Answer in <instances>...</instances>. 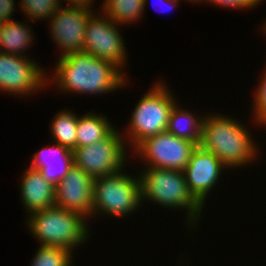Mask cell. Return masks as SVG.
<instances>
[{
	"label": "cell",
	"mask_w": 266,
	"mask_h": 266,
	"mask_svg": "<svg viewBox=\"0 0 266 266\" xmlns=\"http://www.w3.org/2000/svg\"><path fill=\"white\" fill-rule=\"evenodd\" d=\"M141 97L127 124L124 137L133 149L145 138L165 132L167 129L171 110L177 103L174 95L165 83L159 81ZM130 138V139H129Z\"/></svg>",
	"instance_id": "5b68a950"
},
{
	"label": "cell",
	"mask_w": 266,
	"mask_h": 266,
	"mask_svg": "<svg viewBox=\"0 0 266 266\" xmlns=\"http://www.w3.org/2000/svg\"><path fill=\"white\" fill-rule=\"evenodd\" d=\"M93 181L91 176L73 164L55 186V206L78 212L87 220L93 217Z\"/></svg>",
	"instance_id": "7c38bea8"
},
{
	"label": "cell",
	"mask_w": 266,
	"mask_h": 266,
	"mask_svg": "<svg viewBox=\"0 0 266 266\" xmlns=\"http://www.w3.org/2000/svg\"><path fill=\"white\" fill-rule=\"evenodd\" d=\"M263 71H265V74L261 77L262 79L257 87L258 90H256V93L254 92L255 96L253 99V119L260 126H266V70Z\"/></svg>",
	"instance_id": "603a6c76"
},
{
	"label": "cell",
	"mask_w": 266,
	"mask_h": 266,
	"mask_svg": "<svg viewBox=\"0 0 266 266\" xmlns=\"http://www.w3.org/2000/svg\"><path fill=\"white\" fill-rule=\"evenodd\" d=\"M39 249L33 257L31 266H71V251L61 247L39 245Z\"/></svg>",
	"instance_id": "44dd1931"
},
{
	"label": "cell",
	"mask_w": 266,
	"mask_h": 266,
	"mask_svg": "<svg viewBox=\"0 0 266 266\" xmlns=\"http://www.w3.org/2000/svg\"><path fill=\"white\" fill-rule=\"evenodd\" d=\"M114 129L113 124L103 114L88 112L78 116L76 147L88 146L103 140Z\"/></svg>",
	"instance_id": "ac0fdd59"
},
{
	"label": "cell",
	"mask_w": 266,
	"mask_h": 266,
	"mask_svg": "<svg viewBox=\"0 0 266 266\" xmlns=\"http://www.w3.org/2000/svg\"><path fill=\"white\" fill-rule=\"evenodd\" d=\"M60 7L57 0H21L20 9L30 21L50 19Z\"/></svg>",
	"instance_id": "7402d4cb"
},
{
	"label": "cell",
	"mask_w": 266,
	"mask_h": 266,
	"mask_svg": "<svg viewBox=\"0 0 266 266\" xmlns=\"http://www.w3.org/2000/svg\"><path fill=\"white\" fill-rule=\"evenodd\" d=\"M77 114L71 110H62L51 121V133L54 142L73 151L76 148L77 139Z\"/></svg>",
	"instance_id": "ffe728a7"
},
{
	"label": "cell",
	"mask_w": 266,
	"mask_h": 266,
	"mask_svg": "<svg viewBox=\"0 0 266 266\" xmlns=\"http://www.w3.org/2000/svg\"><path fill=\"white\" fill-rule=\"evenodd\" d=\"M31 32V27H28L24 22L9 20L2 23L0 52L15 56H26L24 52L34 40Z\"/></svg>",
	"instance_id": "e0dca14e"
},
{
	"label": "cell",
	"mask_w": 266,
	"mask_h": 266,
	"mask_svg": "<svg viewBox=\"0 0 266 266\" xmlns=\"http://www.w3.org/2000/svg\"><path fill=\"white\" fill-rule=\"evenodd\" d=\"M116 128L103 140L72 151L73 164L93 179L109 176L124 169L128 143ZM126 145V146H125ZM126 147V148H125Z\"/></svg>",
	"instance_id": "52a82bcc"
},
{
	"label": "cell",
	"mask_w": 266,
	"mask_h": 266,
	"mask_svg": "<svg viewBox=\"0 0 266 266\" xmlns=\"http://www.w3.org/2000/svg\"><path fill=\"white\" fill-rule=\"evenodd\" d=\"M34 61L28 56L0 52V90L21 97L47 87L46 72Z\"/></svg>",
	"instance_id": "30bf717a"
},
{
	"label": "cell",
	"mask_w": 266,
	"mask_h": 266,
	"mask_svg": "<svg viewBox=\"0 0 266 266\" xmlns=\"http://www.w3.org/2000/svg\"><path fill=\"white\" fill-rule=\"evenodd\" d=\"M218 114L204 116L200 146L227 168L246 166L257 160L259 150L247 126L234 117Z\"/></svg>",
	"instance_id": "7a4b0ae2"
},
{
	"label": "cell",
	"mask_w": 266,
	"mask_h": 266,
	"mask_svg": "<svg viewBox=\"0 0 266 266\" xmlns=\"http://www.w3.org/2000/svg\"><path fill=\"white\" fill-rule=\"evenodd\" d=\"M58 59L51 78L63 93L105 94L119 90L129 82L115 64L84 51Z\"/></svg>",
	"instance_id": "6da1fadb"
},
{
	"label": "cell",
	"mask_w": 266,
	"mask_h": 266,
	"mask_svg": "<svg viewBox=\"0 0 266 266\" xmlns=\"http://www.w3.org/2000/svg\"><path fill=\"white\" fill-rule=\"evenodd\" d=\"M141 202L140 177L120 172L93 181V215L123 217L137 211Z\"/></svg>",
	"instance_id": "8992f818"
},
{
	"label": "cell",
	"mask_w": 266,
	"mask_h": 266,
	"mask_svg": "<svg viewBox=\"0 0 266 266\" xmlns=\"http://www.w3.org/2000/svg\"><path fill=\"white\" fill-rule=\"evenodd\" d=\"M203 119L204 116L195 117V114L187 109H181L176 103L171 110L166 131L198 146L202 138Z\"/></svg>",
	"instance_id": "2e32d148"
},
{
	"label": "cell",
	"mask_w": 266,
	"mask_h": 266,
	"mask_svg": "<svg viewBox=\"0 0 266 266\" xmlns=\"http://www.w3.org/2000/svg\"><path fill=\"white\" fill-rule=\"evenodd\" d=\"M190 1L191 3L194 2V3H205L207 0H188Z\"/></svg>",
	"instance_id": "83f0119b"
},
{
	"label": "cell",
	"mask_w": 266,
	"mask_h": 266,
	"mask_svg": "<svg viewBox=\"0 0 266 266\" xmlns=\"http://www.w3.org/2000/svg\"><path fill=\"white\" fill-rule=\"evenodd\" d=\"M262 0H207V3L215 4V6H222L231 9H248L257 6Z\"/></svg>",
	"instance_id": "cb8c5ba5"
},
{
	"label": "cell",
	"mask_w": 266,
	"mask_h": 266,
	"mask_svg": "<svg viewBox=\"0 0 266 266\" xmlns=\"http://www.w3.org/2000/svg\"><path fill=\"white\" fill-rule=\"evenodd\" d=\"M140 173L141 202L150 200L170 209L183 208L188 227L197 225L204 207L189 191L183 171L146 167Z\"/></svg>",
	"instance_id": "3957f363"
},
{
	"label": "cell",
	"mask_w": 266,
	"mask_h": 266,
	"mask_svg": "<svg viewBox=\"0 0 266 266\" xmlns=\"http://www.w3.org/2000/svg\"><path fill=\"white\" fill-rule=\"evenodd\" d=\"M72 165V151L54 143L35 152L29 167L39 170L46 180L56 186Z\"/></svg>",
	"instance_id": "9a60e30c"
},
{
	"label": "cell",
	"mask_w": 266,
	"mask_h": 266,
	"mask_svg": "<svg viewBox=\"0 0 266 266\" xmlns=\"http://www.w3.org/2000/svg\"><path fill=\"white\" fill-rule=\"evenodd\" d=\"M27 216L28 230L40 245L61 247L73 253L72 249L90 238L88 220L78 212L53 206Z\"/></svg>",
	"instance_id": "277c9868"
},
{
	"label": "cell",
	"mask_w": 266,
	"mask_h": 266,
	"mask_svg": "<svg viewBox=\"0 0 266 266\" xmlns=\"http://www.w3.org/2000/svg\"><path fill=\"white\" fill-rule=\"evenodd\" d=\"M178 1H181V0H158V3L162 2V3H164V5L167 6V8H169V10H173V8H175L177 6V4L179 3ZM166 11H168V9Z\"/></svg>",
	"instance_id": "4316f807"
},
{
	"label": "cell",
	"mask_w": 266,
	"mask_h": 266,
	"mask_svg": "<svg viewBox=\"0 0 266 266\" xmlns=\"http://www.w3.org/2000/svg\"><path fill=\"white\" fill-rule=\"evenodd\" d=\"M197 145L167 131L145 138L134 149L147 167L183 171Z\"/></svg>",
	"instance_id": "ba28073f"
},
{
	"label": "cell",
	"mask_w": 266,
	"mask_h": 266,
	"mask_svg": "<svg viewBox=\"0 0 266 266\" xmlns=\"http://www.w3.org/2000/svg\"><path fill=\"white\" fill-rule=\"evenodd\" d=\"M224 168L227 167L210 151L200 145L194 149L183 172L189 191L203 207Z\"/></svg>",
	"instance_id": "4fadbf2b"
},
{
	"label": "cell",
	"mask_w": 266,
	"mask_h": 266,
	"mask_svg": "<svg viewBox=\"0 0 266 266\" xmlns=\"http://www.w3.org/2000/svg\"><path fill=\"white\" fill-rule=\"evenodd\" d=\"M93 12L86 23L84 52L112 62L121 70L127 64V52L121 31L104 13Z\"/></svg>",
	"instance_id": "9c48e42d"
},
{
	"label": "cell",
	"mask_w": 266,
	"mask_h": 266,
	"mask_svg": "<svg viewBox=\"0 0 266 266\" xmlns=\"http://www.w3.org/2000/svg\"><path fill=\"white\" fill-rule=\"evenodd\" d=\"M15 0H0V23H5L12 19L15 10Z\"/></svg>",
	"instance_id": "d4e9b609"
},
{
	"label": "cell",
	"mask_w": 266,
	"mask_h": 266,
	"mask_svg": "<svg viewBox=\"0 0 266 266\" xmlns=\"http://www.w3.org/2000/svg\"><path fill=\"white\" fill-rule=\"evenodd\" d=\"M1 27H2V23H0V36H1Z\"/></svg>",
	"instance_id": "f546056e"
},
{
	"label": "cell",
	"mask_w": 266,
	"mask_h": 266,
	"mask_svg": "<svg viewBox=\"0 0 266 266\" xmlns=\"http://www.w3.org/2000/svg\"><path fill=\"white\" fill-rule=\"evenodd\" d=\"M91 7H59L50 18L51 38L62 54L60 58L71 53L84 51L86 23L94 12Z\"/></svg>",
	"instance_id": "8fae6325"
},
{
	"label": "cell",
	"mask_w": 266,
	"mask_h": 266,
	"mask_svg": "<svg viewBox=\"0 0 266 266\" xmlns=\"http://www.w3.org/2000/svg\"><path fill=\"white\" fill-rule=\"evenodd\" d=\"M63 0H57L60 6H62L60 3ZM65 3L67 2L70 7H91L93 6V0H64ZM91 4V5H90Z\"/></svg>",
	"instance_id": "484cf974"
},
{
	"label": "cell",
	"mask_w": 266,
	"mask_h": 266,
	"mask_svg": "<svg viewBox=\"0 0 266 266\" xmlns=\"http://www.w3.org/2000/svg\"><path fill=\"white\" fill-rule=\"evenodd\" d=\"M101 12L116 24L124 25L140 21L147 0H104Z\"/></svg>",
	"instance_id": "d6986e66"
},
{
	"label": "cell",
	"mask_w": 266,
	"mask_h": 266,
	"mask_svg": "<svg viewBox=\"0 0 266 266\" xmlns=\"http://www.w3.org/2000/svg\"><path fill=\"white\" fill-rule=\"evenodd\" d=\"M264 23H265V24H263L262 29H263V31H264L265 34H266V21H264Z\"/></svg>",
	"instance_id": "f1b7e54d"
},
{
	"label": "cell",
	"mask_w": 266,
	"mask_h": 266,
	"mask_svg": "<svg viewBox=\"0 0 266 266\" xmlns=\"http://www.w3.org/2000/svg\"><path fill=\"white\" fill-rule=\"evenodd\" d=\"M22 177L20 196L29 215L55 206V185L46 180L39 170L28 167Z\"/></svg>",
	"instance_id": "5bb4252c"
}]
</instances>
